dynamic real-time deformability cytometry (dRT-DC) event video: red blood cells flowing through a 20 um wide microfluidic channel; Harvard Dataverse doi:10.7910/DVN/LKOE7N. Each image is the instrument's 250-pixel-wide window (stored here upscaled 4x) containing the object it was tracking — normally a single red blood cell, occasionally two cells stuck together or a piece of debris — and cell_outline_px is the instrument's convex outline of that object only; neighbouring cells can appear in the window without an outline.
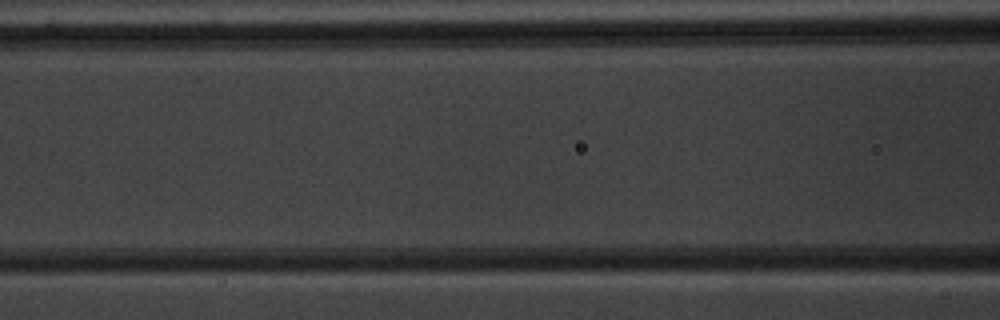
{"species": "common noctule bat (a hibernating species)", "species_latin": "Nyctalus noctula", "temperature_condition": "warm", "stored_images_in_passage": 4, "camera_frame_rate_fps": 3000, "um_per_image_px": 0.085, "animal": {"sex": "male", "body_mass_g": 20.1, "forearm_length_mm": 53.5}, "frame": {"image": 1, "passage_image": 4, "time_ms": 1.0, "image_size_px": [1000, 320], "cell_outline_px": [[956, 200], [952, 204], [944, 208], [924, 216], [840, 212], [832, 204], [832, 200]], "centroid_in_image_um": [75.82, 17.57], "position_along_channel_um": 90.8, "area_um2": 11.1}}